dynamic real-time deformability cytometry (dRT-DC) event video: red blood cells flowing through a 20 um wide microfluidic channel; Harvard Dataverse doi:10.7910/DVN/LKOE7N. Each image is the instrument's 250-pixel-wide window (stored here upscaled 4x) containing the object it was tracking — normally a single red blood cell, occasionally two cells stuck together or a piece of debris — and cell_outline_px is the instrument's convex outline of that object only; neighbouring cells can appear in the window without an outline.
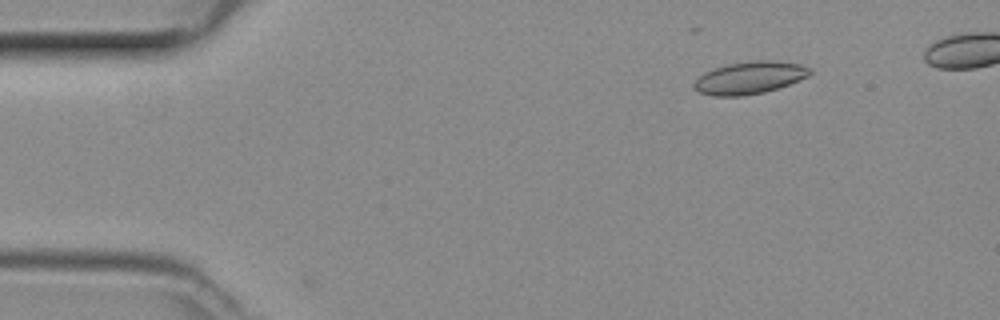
{"species": "common noctule bat (a hibernating species)", "species_latin": "Nyctalus noctula", "temperature_condition": "room temperature", "stored_images_in_passage": 10, "camera_frame_rate_fps": 3000, "um_per_image_px": 0.085, "animal": {"sex": "female", "body_mass_g": 29.2, "forearm_length_mm": 56.3}, "frame": {"image": 1, "passage_image": 7, "time_ms": 2.0, "image_size_px": [1000, 320], "cell_outline_px": [[812, 72], [808, 76], [788, 84], [764, 92], [744, 96], [712, 96], [700, 92], [692, 88], [692, 84], [704, 72], [728, 64], [752, 60], [776, 60], [800, 64], [812, 68]], "centroid_in_image_um": [63.71, 6.6], "position_along_channel_um": 21.3, "area_um2": 21.91}}